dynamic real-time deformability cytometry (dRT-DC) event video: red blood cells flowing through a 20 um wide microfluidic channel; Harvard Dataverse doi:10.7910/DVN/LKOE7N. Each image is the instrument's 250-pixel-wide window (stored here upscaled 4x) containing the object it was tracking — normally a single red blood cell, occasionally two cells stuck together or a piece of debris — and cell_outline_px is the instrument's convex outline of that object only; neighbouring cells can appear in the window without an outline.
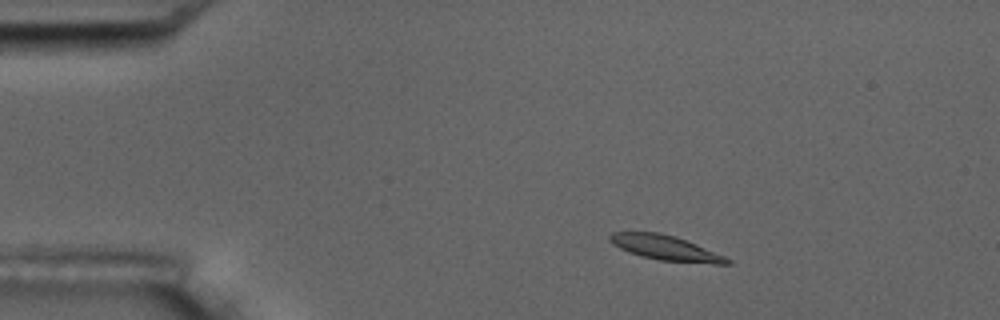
{"species": "common noctule bat (a hibernating species)", "species_latin": "Nyctalus noctula", "temperature_condition": "room temperature", "stored_images_in_passage": 4, "camera_frame_rate_fps": 3000, "um_per_image_px": 0.085, "animal": {"sex": "male", "body_mass_g": 17.5, "forearm_length_mm": 52.3}, "frame": {"image": 1, "passage_image": 2, "time_ms": 1.333, "image_size_px": [1000, 320], "cell_outline_px": [[732, 264], [716, 264], [660, 260], [640, 256], [628, 252], [612, 244], [608, 240], [608, 236], [612, 232], [660, 232], [676, 236], [696, 244], [724, 256], [732, 260]], "centroid_in_image_um": [56.55, 21.06], "position_along_channel_um": 28.5, "area_um2": 17.05}}